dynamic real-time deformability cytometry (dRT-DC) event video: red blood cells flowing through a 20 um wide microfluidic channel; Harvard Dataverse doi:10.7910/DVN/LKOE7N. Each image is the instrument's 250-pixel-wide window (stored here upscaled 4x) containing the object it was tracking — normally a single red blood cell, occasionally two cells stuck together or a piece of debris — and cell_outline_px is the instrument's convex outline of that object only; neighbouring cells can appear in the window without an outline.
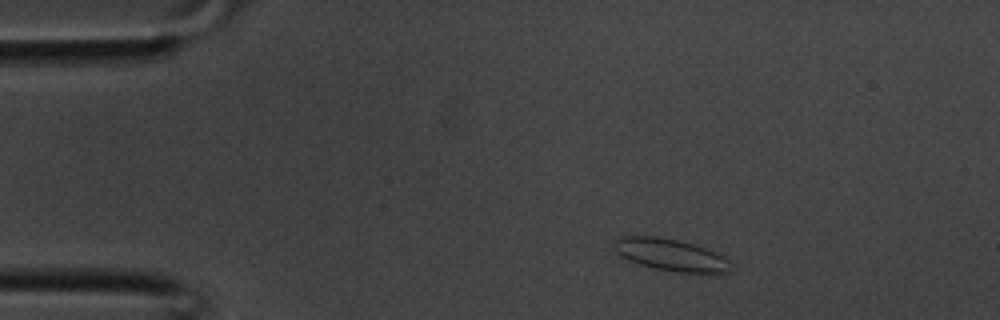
{"species": "common noctule bat (a hibernating species)", "species_latin": "Nyctalus noctula", "temperature_condition": "room temperature", "stored_images_in_passage": 34, "camera_frame_rate_fps": 3000, "um_per_image_px": 0.085, "animal": {"sex": "male", "body_mass_g": 20.1, "forearm_length_mm": 53.5}, "frame": {"image": 1, "passage_image": 3, "time_ms": 0.667, "image_size_px": [1000, 320], "cell_outline_px": [[728, 272], [676, 272], [656, 268], [640, 264], [628, 260], [620, 256], [616, 252], [616, 240], [624, 236], [656, 236], [676, 240], [692, 244], [716, 252], [724, 256], [728, 260]], "centroid_in_image_um": [56.98, 21.65], "position_along_channel_um": 28.0, "area_um2": 21.1}}
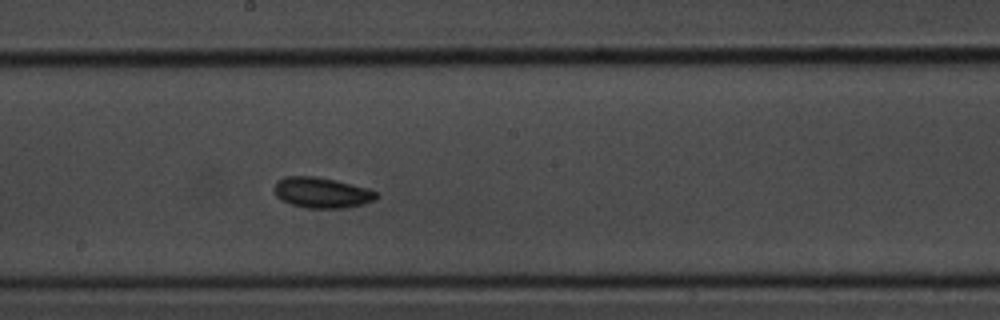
{"frame": {"image": 2, "passage_image": 17, "time_ms": 5.333, "image_size_px": [1000, 320], "cell_outline_px": [[380, 196], [376, 200], [364, 204], [348, 208], [304, 208], [280, 200], [276, 196], [272, 188], [276, 180], [284, 176], [316, 176], [336, 180], [352, 184], [380, 192]], "centroid_in_image_um": [27.35, 16.37], "position_along_channel_um": 220.8, "area_um2": 18.73}}
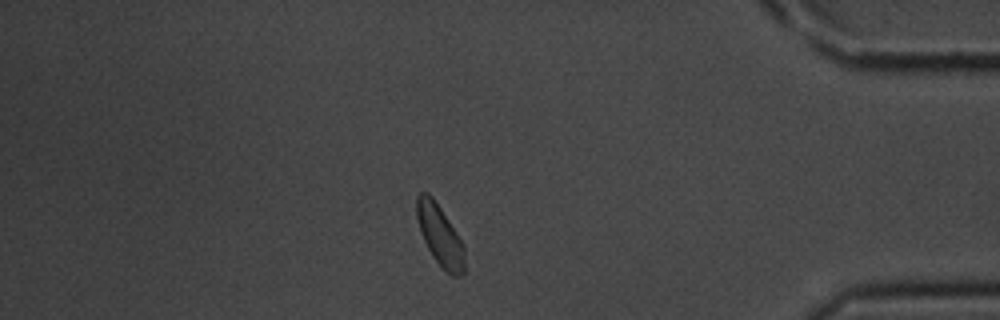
{"frame": {"image": 3, "passage_image": 29, "time_ms": 9.333, "image_size_px": [1000, 320], "cell_outline_px": [[464, 272], [460, 276], [452, 276], [432, 256], [420, 232], [416, 216], [416, 196], [420, 192], [428, 192], [432, 196], [456, 232], [464, 248]], "centroid_in_image_um": [37.36, 19.97], "position_along_channel_um": 397.8, "area_um2": 16.65}}